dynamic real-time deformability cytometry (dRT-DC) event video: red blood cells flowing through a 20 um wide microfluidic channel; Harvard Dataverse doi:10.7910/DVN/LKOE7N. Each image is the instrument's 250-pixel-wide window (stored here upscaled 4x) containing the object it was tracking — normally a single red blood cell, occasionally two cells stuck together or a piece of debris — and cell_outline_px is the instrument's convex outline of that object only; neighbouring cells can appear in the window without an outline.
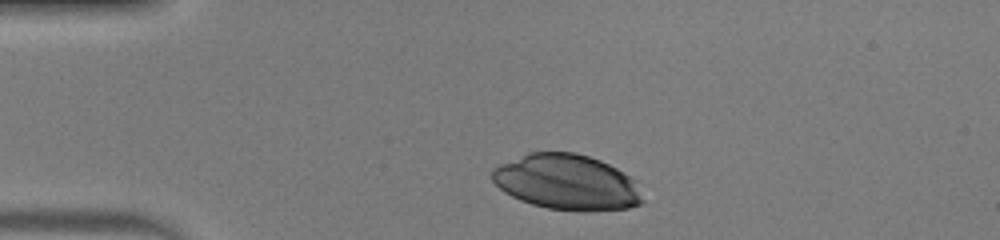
{"species": "human", "species_latin": "Homo sapiens", "temperature_condition": "warm", "stored_images_in_passage": 32, "camera_frame_rate_fps": 3000, "um_per_image_px": 0.085, "donor": {"sex": "male"}, "frame": {"image": 1, "passage_image": 1, "time_ms": 0.0, "image_size_px": [1000, 240], "cell_outline_px": [[644, 200], [640, 204], [628, 208], [584, 212], [580, 212], [548, 208], [532, 204], [520, 200], [504, 192], [492, 180], [492, 168], [500, 164], [528, 152], [576, 152], [600, 160], [616, 168], [636, 180]], "centroid_in_image_um": [48.19, 15.49], "position_along_channel_um": 36.8, "area_um2": 48.84}}
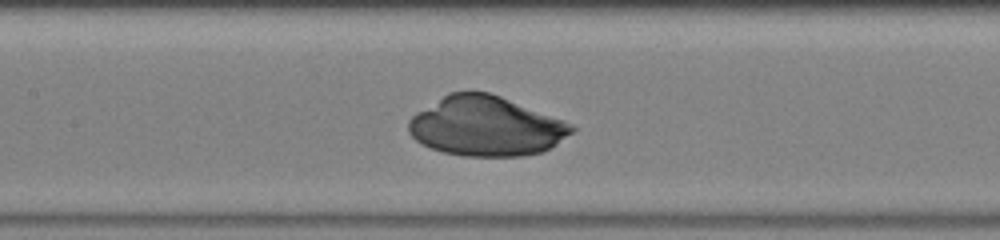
{"frame": {"image": 2, "passage_image": 14, "time_ms": 4.333, "image_size_px": [1000, 240], "cell_outline_px": [[576, 128], [572, 132], [556, 144], [540, 152], [520, 156], [464, 156], [444, 152], [420, 144], [408, 132], [408, 120], [416, 112], [448, 92], [488, 92], [500, 96], [564, 120], [572, 124]], "centroid_in_image_um": [41.27, 10.73], "position_along_channel_um": 166.1, "area_um2": 56.41}}
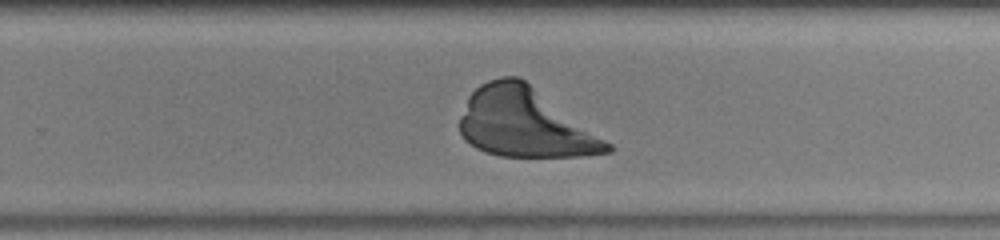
{"frame": {"image": 3, "passage_image": 23, "time_ms": 7.333, "image_size_px": [1000, 240], "cell_outline_px": [[616, 148], [612, 152], [580, 156], [500, 156], [476, 148], [464, 140], [460, 132], [460, 116], [468, 96], [480, 84], [488, 80], [500, 76], [520, 76], [612, 144]], "centroid_in_image_um": [44.6, 10.44], "position_along_channel_um": 285.2, "area_um2": 59.13}}